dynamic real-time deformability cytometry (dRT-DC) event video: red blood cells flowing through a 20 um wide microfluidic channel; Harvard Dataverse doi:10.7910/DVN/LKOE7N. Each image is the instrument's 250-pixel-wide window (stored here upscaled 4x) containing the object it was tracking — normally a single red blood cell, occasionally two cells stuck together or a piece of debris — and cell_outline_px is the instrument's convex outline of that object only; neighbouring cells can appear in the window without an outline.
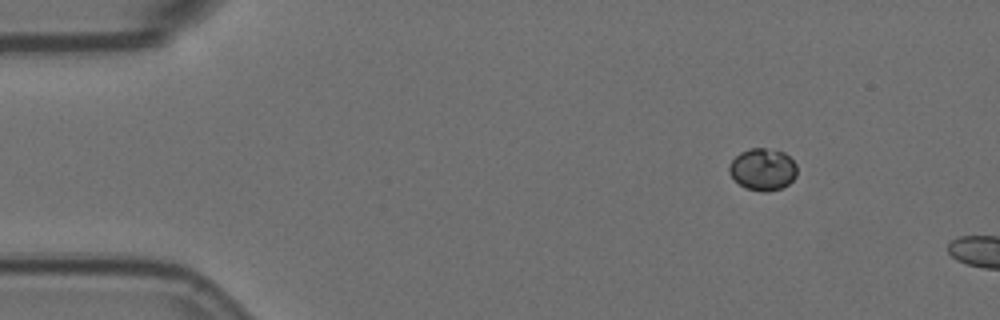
{"species": "Egyptian fruit bat (a non-hibernating species)", "species_latin": "Rousettus aegyptiacus", "temperature_condition": "room temperature", "stored_images_in_passage": 4, "camera_frame_rate_fps": 3000, "um_per_image_px": 0.085, "animal": {"sex": "female"}, "frame": {"image": 1, "passage_image": 2, "time_ms": 0.333, "image_size_px": [1000, 320], "cell_outline_px": [[796, 176], [788, 184], [780, 188], [764, 192], [748, 188], [740, 184], [728, 172], [728, 168], [732, 160], [740, 152], [752, 148], [764, 148], [784, 152], [796, 164]], "centroid_in_image_um": [64.83, 14.38], "position_along_channel_um": 20.2, "area_um2": 16.3}}